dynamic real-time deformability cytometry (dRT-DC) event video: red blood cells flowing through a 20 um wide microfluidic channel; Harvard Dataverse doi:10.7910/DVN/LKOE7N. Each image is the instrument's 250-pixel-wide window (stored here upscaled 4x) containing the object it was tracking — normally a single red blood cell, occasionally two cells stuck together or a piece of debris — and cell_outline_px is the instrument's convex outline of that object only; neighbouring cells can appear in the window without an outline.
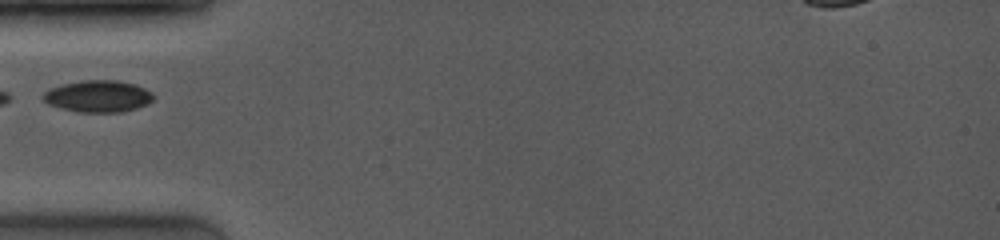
{"species": "common noctule bat (a hibernating species)", "species_latin": "Nyctalus noctula", "temperature_condition": "room temperature", "stored_images_in_passage": 16, "camera_frame_rate_fps": 4000, "um_per_image_px": 0.085, "animal": {"sex": "female", "body_mass_g": 19.0, "forearm_length_mm": 53.3}, "frame": {"image": 1, "passage_image": 1, "time_ms": 0.0, "image_size_px": [1000, 240], "cell_outline_px": [[156, 96], [148, 104], [136, 108], [120, 112], [76, 112], [60, 108], [48, 104], [40, 96], [48, 88], [64, 84], [84, 80], [116, 80], [136, 84], [152, 92]], "centroid_in_image_um": [8.33, 8.18], "position_along_channel_um": 76.7, "area_um2": 20.63}}